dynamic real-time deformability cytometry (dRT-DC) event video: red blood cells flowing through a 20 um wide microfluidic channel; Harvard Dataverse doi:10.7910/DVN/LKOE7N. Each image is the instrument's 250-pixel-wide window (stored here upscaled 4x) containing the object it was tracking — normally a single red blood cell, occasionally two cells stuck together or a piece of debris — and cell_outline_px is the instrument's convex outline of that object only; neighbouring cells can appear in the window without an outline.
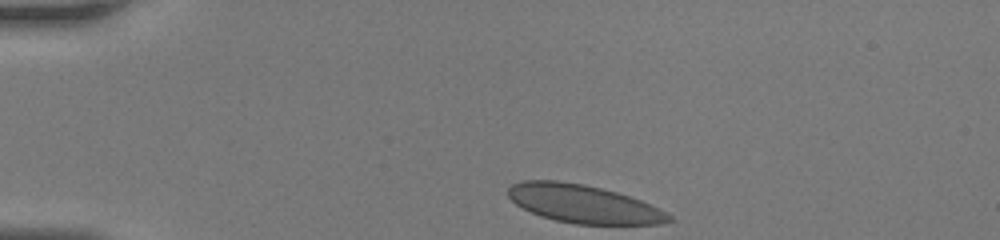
{"species": "human", "species_latin": "Homo sapiens", "temperature_condition": "room temperature", "stored_images_in_passage": 36, "camera_frame_rate_fps": 3000, "um_per_image_px": 0.085, "donor": {"sex": "female"}, "frame": {"image": 1, "passage_image": 1, "time_ms": 0.0, "image_size_px": [1000, 240], "cell_outline_px": [[672, 220], [660, 224], [576, 224], [556, 220], [540, 216], [516, 204], [508, 196], [508, 188], [512, 184], [524, 180], [556, 180], [584, 184], [616, 192], [640, 200], [672, 216]], "centroid_in_image_um": [49.55, 17.32], "position_along_channel_um": 35.4, "area_um2": 35.32}}
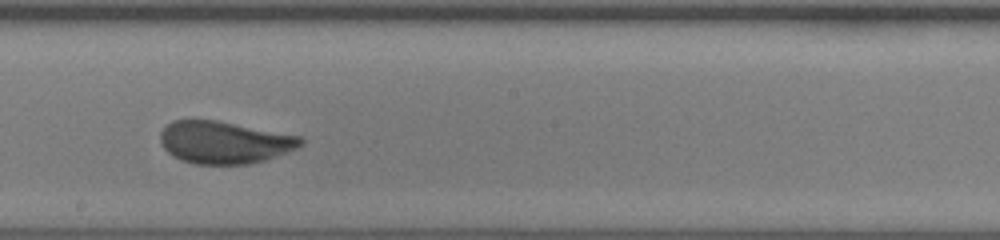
{"frame": {"image": 2, "passage_image": 21, "time_ms": 6.667, "image_size_px": [1000, 240], "cell_outline_px": [[304, 144], [296, 148], [276, 156], [264, 160], [248, 164], [196, 164], [180, 160], [172, 156], [164, 148], [160, 140], [160, 132], [172, 120], [216, 120], [300, 136], [304, 140]], "centroid_in_image_um": [19.05, 12.1], "position_along_channel_um": 229.2, "area_um2": 34.51}}
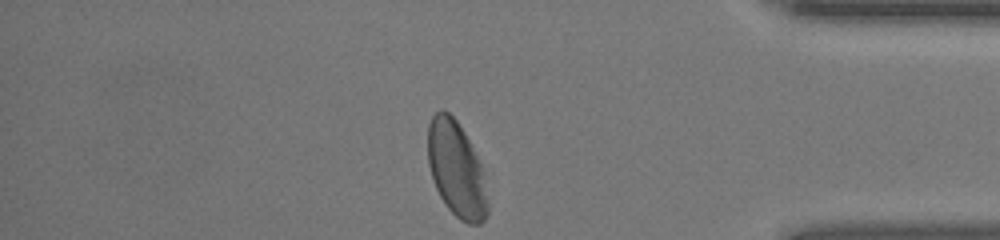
{"frame": {"image": 3, "passage_image": 36, "time_ms": 11.667, "image_size_px": [1000, 240], "cell_outline_px": [[488, 212], [484, 220], [480, 224], [468, 224], [460, 220], [448, 208], [440, 196], [436, 188], [428, 164], [428, 124], [432, 116], [440, 108], [448, 112], [456, 120], [464, 132], [480, 164], [488, 204]], "centroid_in_image_um": [38.77, 14.39], "position_along_channel_um": 396.4, "area_um2": 32.83}, "authors_computed_cell_mechanics": {"area_um2": 35.4025, "velocity_mm_per_s": 3.7898, "shape_relaxation_time_tau1_ms": 5.1028, "shape_relaxation_time_tau2_ms": null, "deformation_change_tau1": 0.1376, "deformation_change_tau2": null}}